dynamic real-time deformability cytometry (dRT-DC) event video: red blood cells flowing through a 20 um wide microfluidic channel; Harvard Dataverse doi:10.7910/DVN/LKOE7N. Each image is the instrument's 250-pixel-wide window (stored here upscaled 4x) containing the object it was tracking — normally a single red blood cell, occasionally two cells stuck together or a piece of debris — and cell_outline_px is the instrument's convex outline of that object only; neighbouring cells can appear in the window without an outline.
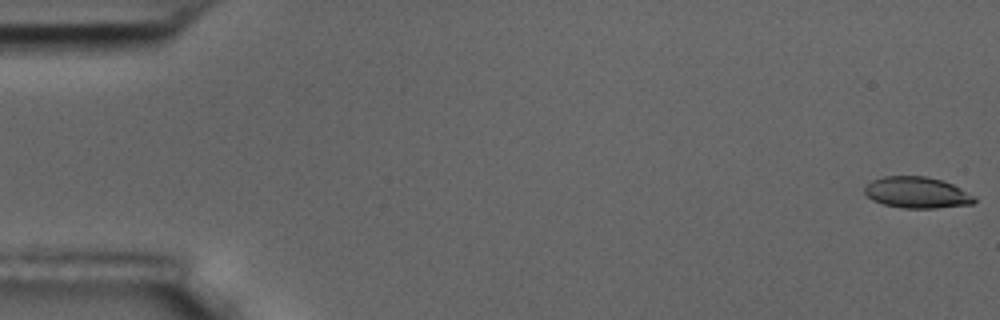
{"species": "common noctule bat (a hibernating species)", "species_latin": "Nyctalus noctula", "temperature_condition": "room temperature", "stored_images_in_passage": 56, "camera_frame_rate_fps": 3000, "um_per_image_px": 0.085, "animal": {"sex": "male", "body_mass_g": 17.5, "forearm_length_mm": 52.3}, "frame": {"image": 1, "passage_image": 1, "time_ms": 0.0, "image_size_px": [1000, 320], "cell_outline_px": [[976, 200], [972, 204], [936, 208], [904, 208], [884, 204], [872, 200], [864, 192], [864, 188], [872, 180], [884, 176], [928, 176], [944, 180], [976, 196]], "centroid_in_image_um": [77.96, 16.36], "position_along_channel_um": 7.0, "area_um2": 20.06}}
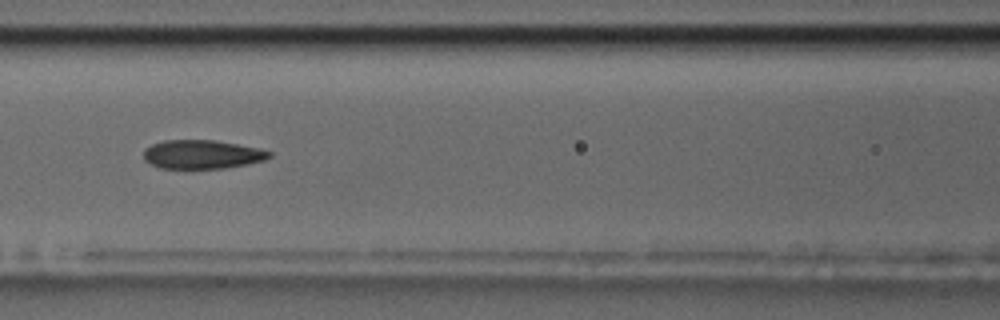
{"frame": {"image": 2, "passage_image": 25, "time_ms": 8.0, "image_size_px": [1000, 320], "cell_outline_px": [[272, 156], [264, 160], [248, 164], [224, 168], [160, 168], [144, 160], [144, 148], [152, 144], [164, 140], [216, 140], [260, 148], [272, 152]], "centroid_in_image_um": [17.19, 13.11], "position_along_channel_um": 149.4, "area_um2": 21.15}}
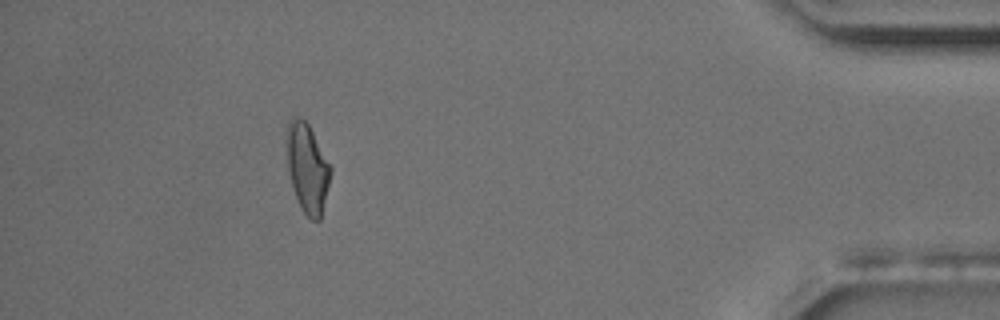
{"frame": {"image": 3, "passage_image": 51, "time_ms": 16.667, "image_size_px": [1000, 320], "cell_outline_px": [[332, 168], [320, 220], [312, 220], [300, 208], [292, 184], [288, 168], [284, 140], [284, 132], [288, 120], [292, 116], [304, 120], [308, 124]], "centroid_in_image_um": [26.07, 14.21], "position_along_channel_um": 409.1, "area_um2": 22.83}}